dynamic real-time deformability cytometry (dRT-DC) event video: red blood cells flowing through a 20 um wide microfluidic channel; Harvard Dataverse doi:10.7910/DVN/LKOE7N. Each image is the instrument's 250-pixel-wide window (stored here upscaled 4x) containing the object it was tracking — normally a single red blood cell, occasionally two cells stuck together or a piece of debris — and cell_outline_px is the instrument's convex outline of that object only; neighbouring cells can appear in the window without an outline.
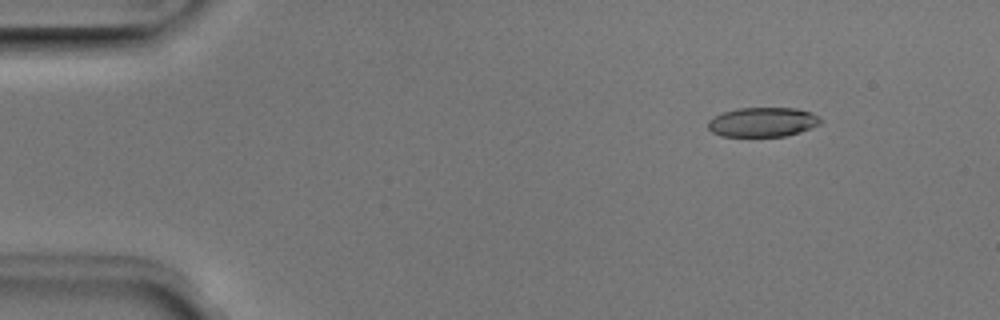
{"species": "Egyptian fruit bat (a non-hibernating species)", "species_latin": "Rousettus aegyptiacus", "temperature_condition": "room temperature", "stored_images_in_passage": 50, "camera_frame_rate_fps": 3000, "um_per_image_px": 0.085, "animal": {"sex": "male"}, "frame": {"image": 1, "passage_image": 6, "time_ms": 1.667, "image_size_px": [1000, 320], "cell_outline_px": [[824, 120], [820, 124], [812, 128], [800, 132], [784, 136], [720, 136], [712, 132], [708, 128], [708, 120], [724, 112], [736, 108], [796, 108], [812, 112], [820, 116]], "centroid_in_image_um": [64.88, 10.37], "position_along_channel_um": 20.1, "area_um2": 19.48}}
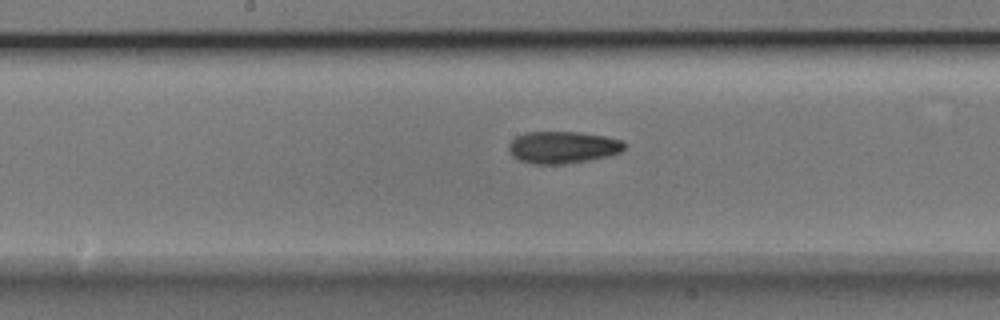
{"frame": {"image": 2, "passage_image": 26, "time_ms": 8.333, "image_size_px": [1000, 320], "cell_outline_px": [[628, 144], [620, 152], [608, 156], [588, 160], [564, 164], [532, 164], [520, 160], [512, 156], [508, 152], [508, 144], [516, 136], [524, 132], [580, 132], [604, 136], [620, 140]], "centroid_in_image_um": [47.8, 12.52], "position_along_channel_um": 200.4, "area_um2": 21.73}}
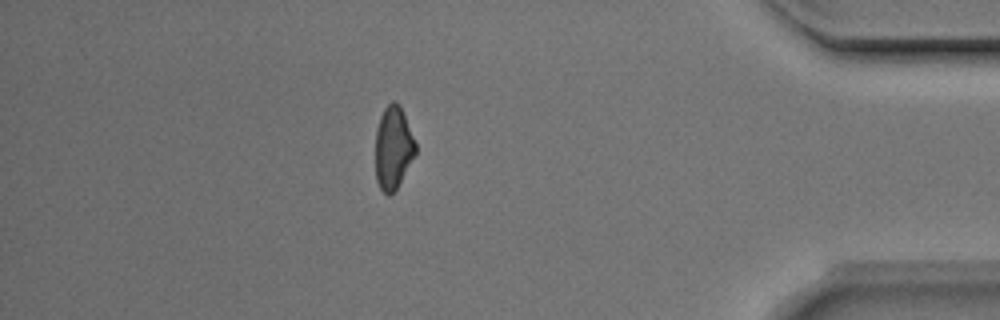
{"frame": {"image": 3, "passage_image": 44, "time_ms": 14.333, "image_size_px": [1000, 320], "cell_outline_px": [[416, 156], [396, 188], [388, 196], [380, 188], [376, 180], [376, 128], [380, 116], [384, 108], [392, 100], [396, 100], [400, 104], [416, 144]], "centroid_in_image_um": [33.43, 12.53], "position_along_channel_um": 401.8, "area_um2": 19.42}, "authors_computed_cell_mechanics": {"area_um2": 20.5768, "velocity_mm_per_s": 4.028, "shape_relaxation_time_tau1_ms": 5.6175, "shape_relaxation_time_tau2_ms": 3.4578, "deformation_change_tau1": 0.1643, "deformation_change_tau2": 0.0989}}